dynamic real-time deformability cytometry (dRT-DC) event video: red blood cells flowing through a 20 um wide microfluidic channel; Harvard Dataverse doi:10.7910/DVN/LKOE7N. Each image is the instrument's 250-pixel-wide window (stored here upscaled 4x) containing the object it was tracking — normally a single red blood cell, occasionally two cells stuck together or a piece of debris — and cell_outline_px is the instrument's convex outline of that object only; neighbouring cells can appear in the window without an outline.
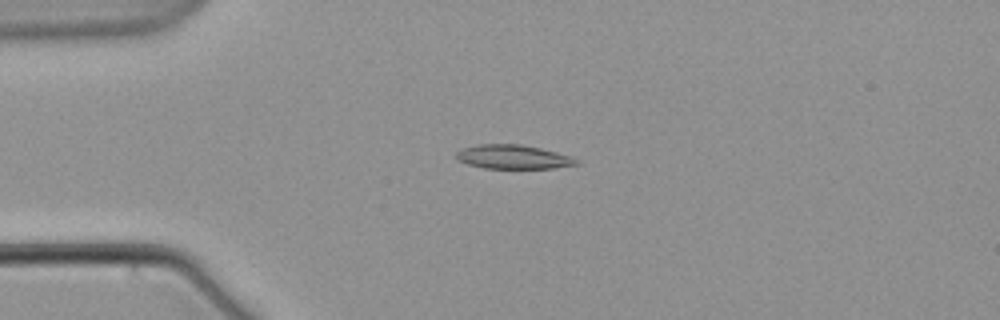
{"species": "common noctule bat (a hibernating species)", "species_latin": "Nyctalus noctula", "temperature_condition": "warm", "stored_images_in_passage": 7, "camera_frame_rate_fps": 3000, "um_per_image_px": 0.085, "animal": {"sex": "male", "body_mass_g": 21.5, "forearm_length_mm": 52.0}, "frame": {"image": 1, "passage_image": 5, "time_ms": 4.667, "image_size_px": [1000, 320], "cell_outline_px": [[580, 164], [552, 168], [484, 168], [468, 164], [460, 160], [456, 156], [456, 152], [460, 148], [476, 144], [520, 144], [540, 148], [572, 156], [580, 160]], "centroid_in_image_um": [43.63, 13.33], "position_along_channel_um": 41.4, "area_um2": 16.88}}
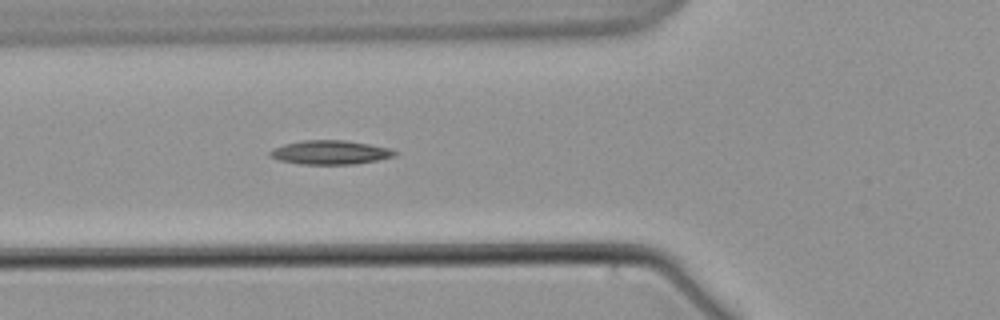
{"frame": {"image": 2, "passage_image": 7, "time_ms": 7.333, "image_size_px": [1000, 320], "cell_outline_px": [[400, 152], [396, 156], [356, 164], [300, 164], [280, 160], [272, 156], [268, 152], [272, 148], [284, 144], [304, 140], [344, 140], [368, 144], [388, 148]], "centroid_in_image_um": [28.08, 12.95], "position_along_channel_um": 97.7, "area_um2": 17.34}}